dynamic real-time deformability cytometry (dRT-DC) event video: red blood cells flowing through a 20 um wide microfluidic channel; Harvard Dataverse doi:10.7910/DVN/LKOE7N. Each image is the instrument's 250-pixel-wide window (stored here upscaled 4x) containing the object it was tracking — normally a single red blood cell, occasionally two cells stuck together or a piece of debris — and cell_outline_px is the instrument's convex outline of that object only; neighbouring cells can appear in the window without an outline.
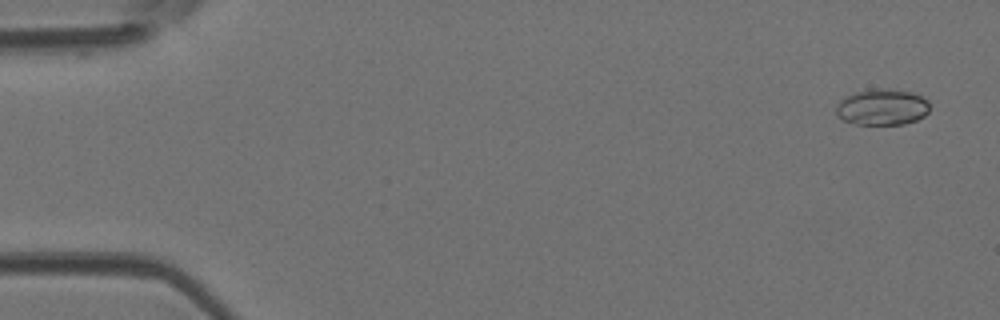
{"species": "Egyptian fruit bat (a non-hibernating species)", "species_latin": "Rousettus aegyptiacus", "temperature_condition": "room temperature", "stored_images_in_passage": 6, "camera_frame_rate_fps": 3000, "um_per_image_px": 0.085, "animal": {"sex": "female"}, "frame": {"image": 1, "passage_image": 1, "time_ms": 0.0, "image_size_px": [1000, 320], "cell_outline_px": [[928, 112], [924, 116], [916, 120], [904, 124], [856, 124], [844, 120], [836, 116], [836, 104], [844, 96], [856, 92], [872, 88], [876, 88], [912, 92], [928, 100]], "centroid_in_image_um": [74.95, 9.1], "position_along_channel_um": 10.1, "area_um2": 19.71}}
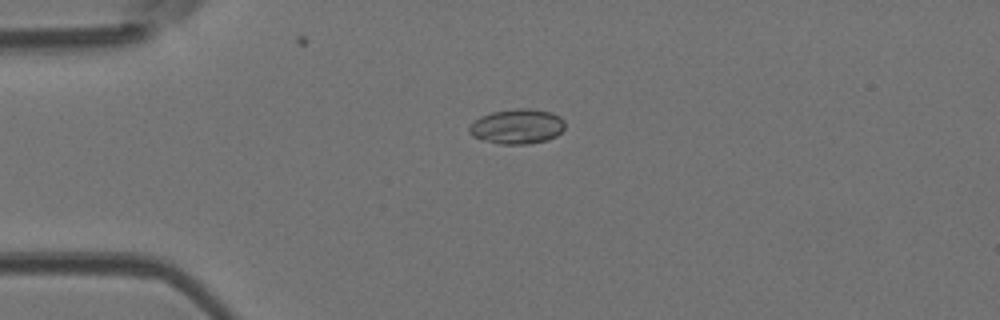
{"frame": {"image": 2, "passage_image": 4, "time_ms": 1.0, "image_size_px": [1000, 320], "cell_outline_px": [[564, 128], [556, 136], [548, 140], [528, 144], [500, 144], [484, 140], [472, 136], [468, 132], [468, 128], [480, 116], [492, 112], [516, 108], [528, 108], [552, 112], [560, 116], [564, 120]], "centroid_in_image_um": [43.97, 10.74], "position_along_channel_um": 41.0, "area_um2": 19.54}}
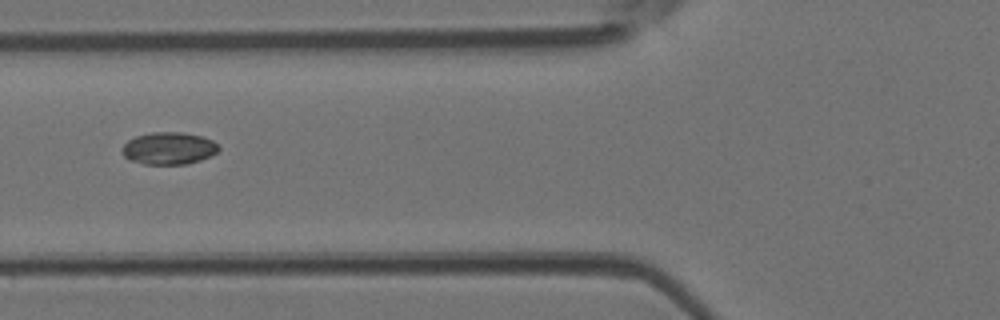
{"frame": {"image": 3, "passage_image": 6, "time_ms": 1.667, "image_size_px": [1000, 320], "cell_outline_px": [[220, 148], [216, 152], [200, 160], [188, 164], [144, 164], [128, 160], [124, 156], [120, 148], [128, 140], [136, 136], [152, 132], [180, 132], [200, 136], [212, 140]], "centroid_in_image_um": [14.29, 12.61], "position_along_channel_um": 111.5, "area_um2": 18.09}}